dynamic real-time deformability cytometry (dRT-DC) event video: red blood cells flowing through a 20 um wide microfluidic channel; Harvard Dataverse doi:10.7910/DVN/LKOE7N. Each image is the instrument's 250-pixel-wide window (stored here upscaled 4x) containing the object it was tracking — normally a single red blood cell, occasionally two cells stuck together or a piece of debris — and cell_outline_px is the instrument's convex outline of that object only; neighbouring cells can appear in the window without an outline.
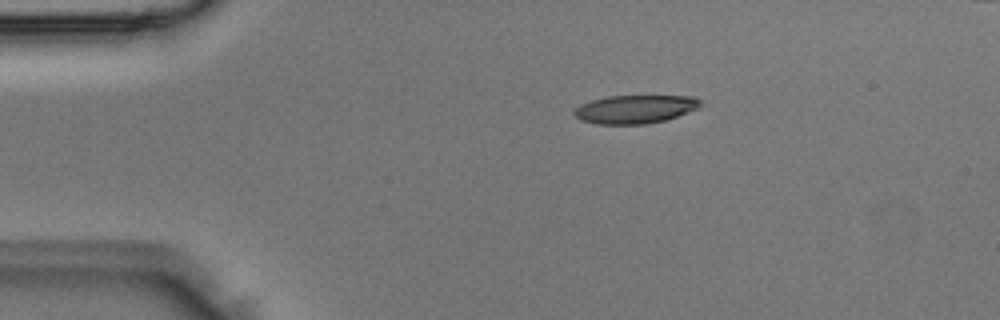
{"species": "Egyptian fruit bat (a non-hibernating species)", "species_latin": "Rousettus aegyptiacus", "temperature_condition": "room temperature", "stored_images_in_passage": 2, "camera_frame_rate_fps": 3000, "um_per_image_px": 0.085, "animal": {"sex": "male"}, "frame": {"image": 1, "passage_image": 1, "time_ms": 0.0, "image_size_px": [1000, 320], "cell_outline_px": [[700, 104], [696, 108], [668, 120], [644, 124], [596, 124], [580, 120], [572, 112], [580, 104], [592, 100], [608, 96], [696, 96], [700, 100]], "centroid_in_image_um": [53.95, 9.28], "position_along_channel_um": 31.0, "area_um2": 20.81}}